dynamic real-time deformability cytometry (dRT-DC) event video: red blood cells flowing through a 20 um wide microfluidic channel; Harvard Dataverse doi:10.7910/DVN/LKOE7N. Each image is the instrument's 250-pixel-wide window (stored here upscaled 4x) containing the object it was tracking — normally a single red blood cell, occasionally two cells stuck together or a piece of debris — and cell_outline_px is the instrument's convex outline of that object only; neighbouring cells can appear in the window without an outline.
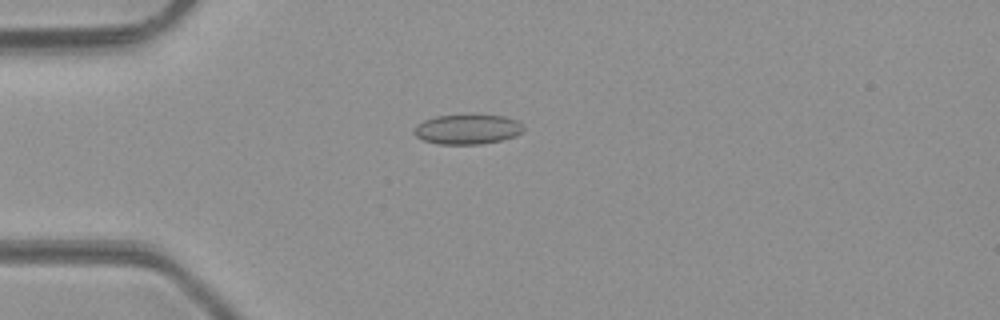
{"species": "common noctule bat (a hibernating species)", "species_latin": "Nyctalus noctula", "temperature_condition": "room temperature", "stored_images_in_passage": 3, "camera_frame_rate_fps": 3000, "um_per_image_px": 0.085, "animal": {"sex": "male", "body_mass_g": 23.1, "forearm_length_mm": 52.7}, "frame": {"image": 1, "passage_image": 3, "time_ms": 2.333, "image_size_px": [1000, 320], "cell_outline_px": [[524, 128], [516, 136], [500, 140], [480, 144], [436, 144], [424, 140], [416, 136], [412, 132], [412, 128], [416, 124], [424, 120], [436, 116], [504, 116], [520, 120], [524, 124]], "centroid_in_image_um": [39.72, 11.0], "position_along_channel_um": 45.3, "area_um2": 18.96}}